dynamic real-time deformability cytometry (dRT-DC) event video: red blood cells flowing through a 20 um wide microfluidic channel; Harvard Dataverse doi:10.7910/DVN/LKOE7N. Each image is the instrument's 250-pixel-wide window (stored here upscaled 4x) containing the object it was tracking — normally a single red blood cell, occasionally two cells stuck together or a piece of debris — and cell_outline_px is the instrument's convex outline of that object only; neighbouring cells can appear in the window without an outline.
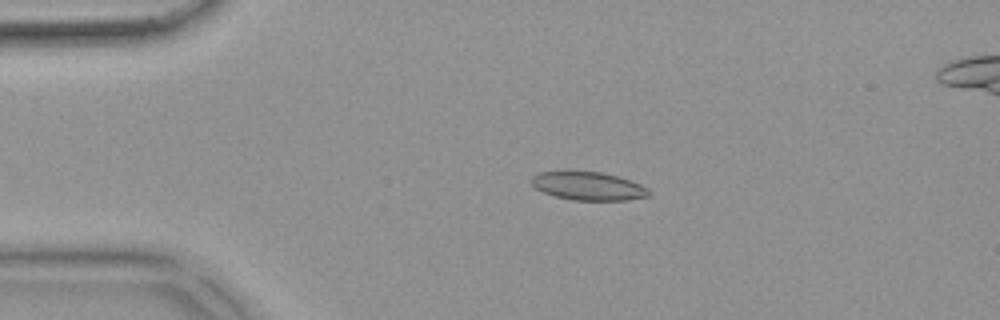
{"species": "common noctule bat (a hibernating species)", "species_latin": "Nyctalus noctula", "temperature_condition": "warm", "stored_images_in_passage": 52, "camera_frame_rate_fps": 3000, "um_per_image_px": 0.085, "animal": {"sex": "female", "body_mass_g": 18.4}, "frame": {"image": 1, "passage_image": 11, "time_ms": 3.333, "image_size_px": [1000, 320], "cell_outline_px": [[652, 192], [648, 196], [628, 200], [572, 200], [556, 196], [544, 192], [536, 188], [532, 184], [532, 176], [540, 172], [600, 172], [632, 180], [648, 188]], "centroid_in_image_um": [50.05, 15.82], "position_along_channel_um": 34.9, "area_um2": 19.13}}
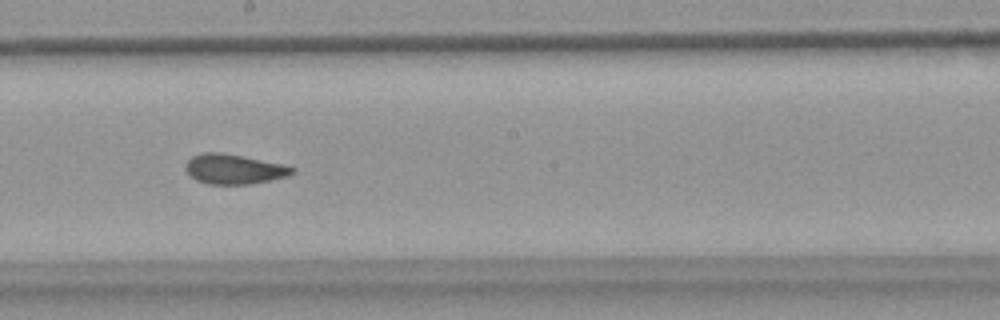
{"frame": {"image": 2, "passage_image": 29, "time_ms": 9.333, "image_size_px": [1000, 320], "cell_outline_px": [[296, 172], [288, 176], [272, 180], [248, 184], [208, 184], [196, 180], [184, 168], [184, 164], [192, 156], [204, 152], [220, 152], [284, 164], [296, 168]], "centroid_in_image_um": [19.91, 14.37], "position_along_channel_um": 228.3, "area_um2": 18.61}}
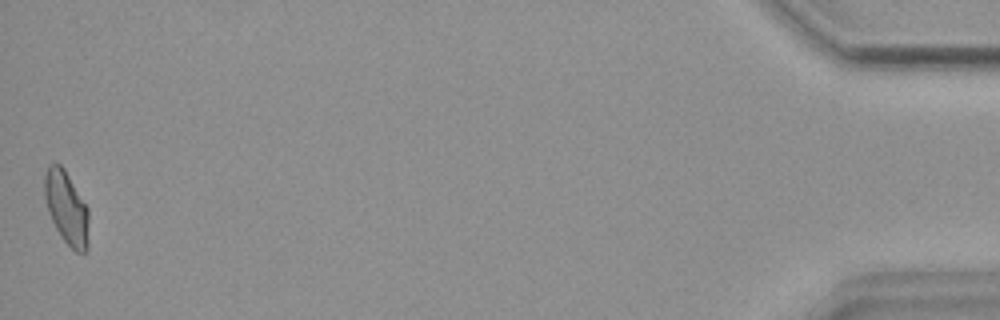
{"frame": {"image": 3, "passage_image": 52, "time_ms": 17.0, "image_size_px": [1000, 320], "cell_outline_px": [[88, 248], [84, 252], [76, 252], [60, 236], [48, 212], [44, 196], [44, 176], [48, 164], [60, 164], [64, 168], [88, 208]], "centroid_in_image_um": [5.64, 17.66], "position_along_channel_um": 429.6, "area_um2": 18.79}, "authors_computed_cell_mechanics": {"area_um2": 19.074, "velocity_mm_per_s": 3.8685, "shape_relaxation_time_tau1_ms": null, "shape_relaxation_time_tau2_ms": 1.5849, "deformation_change_tau1": null, "deformation_change_tau2": 0.0736}}